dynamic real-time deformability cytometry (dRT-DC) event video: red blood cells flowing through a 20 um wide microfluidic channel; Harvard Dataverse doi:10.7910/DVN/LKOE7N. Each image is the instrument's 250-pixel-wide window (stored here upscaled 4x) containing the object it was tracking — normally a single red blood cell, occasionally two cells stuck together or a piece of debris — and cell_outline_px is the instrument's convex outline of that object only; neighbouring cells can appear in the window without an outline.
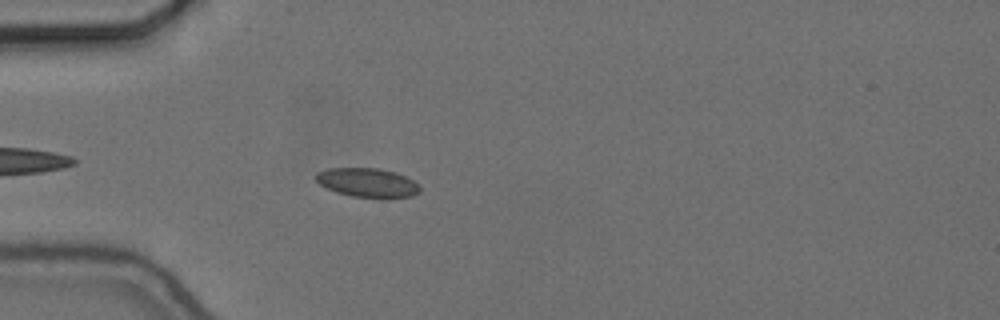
{"species": "common noctule bat (a hibernating species)", "species_latin": "Nyctalus noctula", "temperature_condition": "cold", "stored_images_in_passage": 16, "camera_frame_rate_fps": 3000, "um_per_image_px": 0.085, "animal": {"sex": "female", "body_mass_g": 24.6, "forearm_length_mm": 56.2}, "frame": {"image": 1, "passage_image": 5, "time_ms": 1.333, "image_size_px": [1000, 320], "cell_outline_px": [[420, 192], [412, 196], [352, 196], [336, 192], [320, 184], [316, 180], [316, 172], [328, 168], [380, 168], [396, 172], [412, 180], [420, 188]], "centroid_in_image_um": [31.19, 15.49], "position_along_channel_um": 53.8, "area_um2": 17.11}}
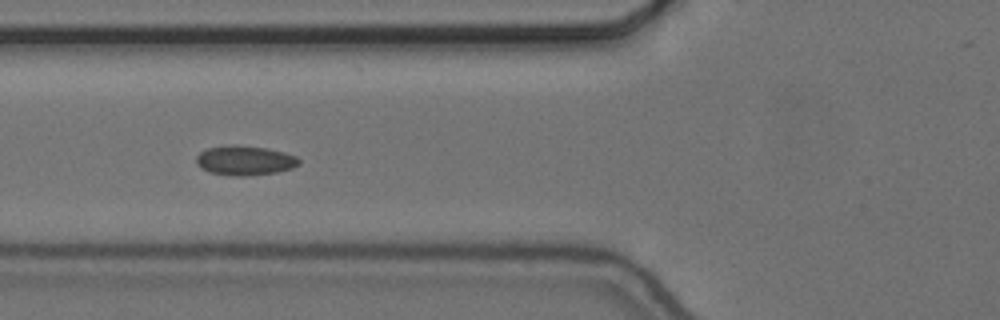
{"frame": {"image": 2, "passage_image": 10, "time_ms": 3.0, "image_size_px": [1000, 320], "cell_outline_px": [[300, 164], [292, 168], [276, 172], [248, 176], [236, 176], [208, 172], [200, 168], [196, 164], [196, 156], [200, 152], [208, 148], [236, 144], [268, 148], [284, 152], [296, 156], [300, 160]], "centroid_in_image_um": [20.8, 13.64], "position_along_channel_um": 105.0, "area_um2": 17.86}}